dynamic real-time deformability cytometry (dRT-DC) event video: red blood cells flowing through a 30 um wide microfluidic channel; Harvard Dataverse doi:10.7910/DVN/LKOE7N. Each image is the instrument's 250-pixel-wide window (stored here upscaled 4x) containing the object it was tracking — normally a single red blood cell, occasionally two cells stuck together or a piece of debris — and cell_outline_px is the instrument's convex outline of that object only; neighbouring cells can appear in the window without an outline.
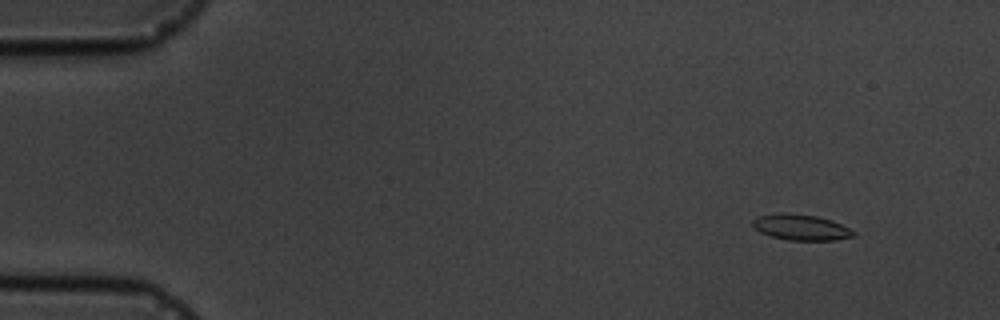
{"species": "common noctule bat (a hibernating species)", "species_latin": "Nyctalus noctula", "temperature_condition": "cold", "stored_images_in_passage": 5, "camera_frame_rate_fps": 3000, "um_per_image_px": 0.085, "animal": {"sex": "male", "body_mass_g": 19.5, "forearm_length_mm": 54.6}, "frame": {"image": 1, "passage_image": 1, "time_ms": 0.0, "image_size_px": [1000, 320], "cell_outline_px": [[856, 236], [832, 240], [788, 240], [772, 236], [760, 232], [752, 228], [752, 220], [756, 216], [784, 212], [816, 216], [832, 220], [856, 232]], "centroid_in_image_um": [68.04, 19.31], "position_along_channel_um": 17.0, "area_um2": 15.2}}